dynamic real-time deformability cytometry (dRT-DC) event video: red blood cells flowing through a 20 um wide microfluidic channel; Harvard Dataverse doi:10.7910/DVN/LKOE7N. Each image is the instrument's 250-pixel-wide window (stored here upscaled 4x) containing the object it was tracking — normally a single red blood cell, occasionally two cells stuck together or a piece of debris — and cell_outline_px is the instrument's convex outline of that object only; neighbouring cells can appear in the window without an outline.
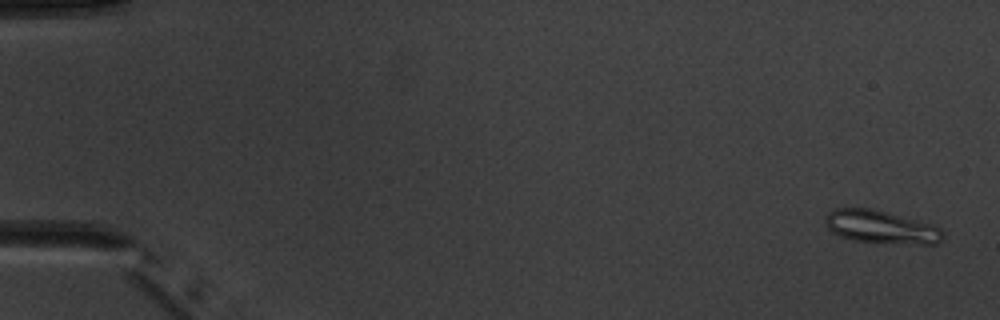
{"species": "common noctule bat (a hibernating species)", "species_latin": "Nyctalus noctula", "temperature_condition": "warm", "stored_images_in_passage": 5, "camera_frame_rate_fps": 3000, "um_per_image_px": 0.085, "animal": {"sex": "male", "body_mass_g": 20.1, "forearm_length_mm": 53.5}, "frame": {"image": 1, "passage_image": 1, "time_ms": 0.0, "image_size_px": [1000, 320], "cell_outline_px": [[944, 236], [936, 244], [920, 244], [856, 240], [840, 236], [832, 232], [828, 228], [824, 220], [828, 212], [836, 208], [868, 208], [932, 224], [940, 228], [944, 232]], "centroid_in_image_um": [74.88, 19.29], "position_along_channel_um": 10.1, "area_um2": 22.08}}
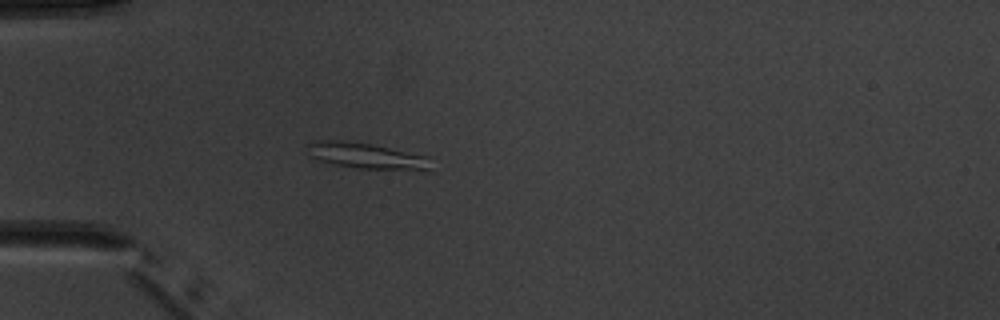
{"frame": {"image": 2, "passage_image": 5, "time_ms": 4.667, "image_size_px": [1000, 320], "cell_outline_px": [[432, 172], [356, 168], [336, 164], [320, 160], [312, 156], [304, 144], [312, 140], [340, 140], [368, 144], [428, 156]], "centroid_in_image_um": [31.2, 13.27], "position_along_channel_um": 53.8, "area_um2": 18.84}}